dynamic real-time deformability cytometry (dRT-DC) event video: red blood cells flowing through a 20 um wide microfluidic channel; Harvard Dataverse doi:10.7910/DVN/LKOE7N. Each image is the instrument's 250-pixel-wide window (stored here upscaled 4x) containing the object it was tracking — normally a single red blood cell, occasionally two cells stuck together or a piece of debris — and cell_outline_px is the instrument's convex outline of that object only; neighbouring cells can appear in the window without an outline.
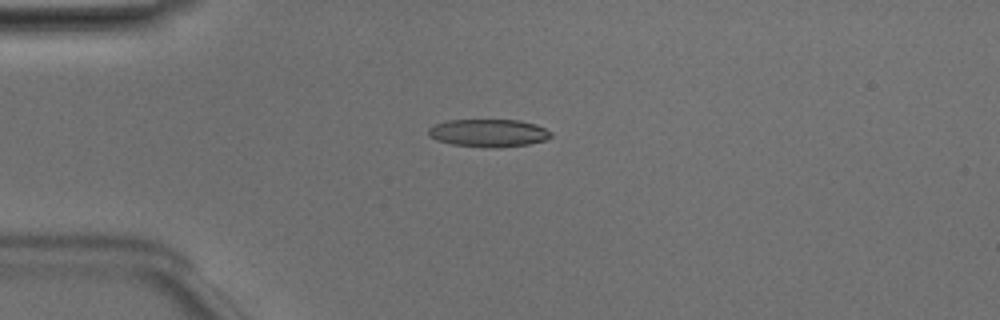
{"species": "Egyptian fruit bat (a non-hibernating species)", "species_latin": "Rousettus aegyptiacus", "temperature_condition": "room temperature", "stored_images_in_passage": 51, "camera_frame_rate_fps": 3000, "um_per_image_px": 0.085, "animal": {"sex": "male"}, "frame": {"image": 1, "passage_image": 13, "time_ms": 4.0, "image_size_px": [1000, 320], "cell_outline_px": [[552, 136], [544, 140], [528, 144], [496, 148], [484, 148], [452, 144], [436, 140], [428, 136], [428, 128], [436, 124], [448, 120], [520, 120], [536, 124], [552, 132]], "centroid_in_image_um": [41.52, 11.31], "position_along_channel_um": 43.5, "area_um2": 19.94}}
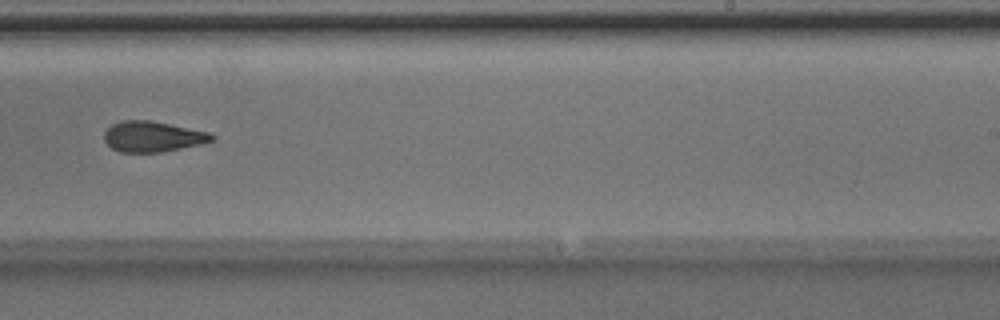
{"frame": {"image": 2, "passage_image": 32, "time_ms": 10.333, "image_size_px": [1000, 320], "cell_outline_px": [[216, 136], [212, 140], [200, 144], [160, 152], [120, 152], [112, 148], [104, 140], [104, 132], [112, 124], [120, 120], [148, 120], [212, 132]], "centroid_in_image_um": [12.97, 11.6], "position_along_channel_um": 276.0, "area_um2": 19.13}}
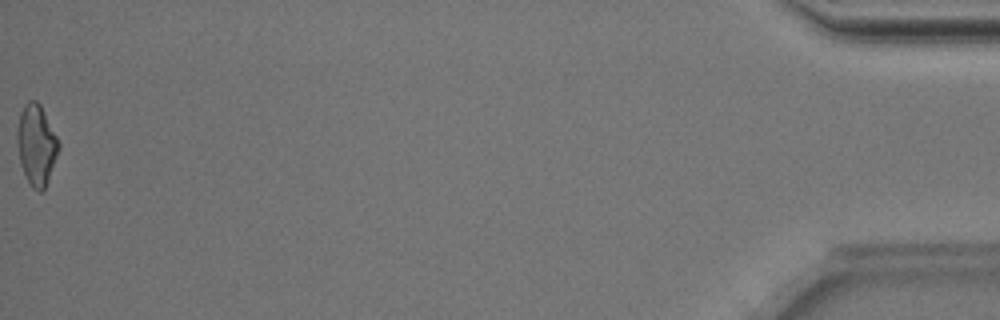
{"frame": {"image": 3, "passage_image": 51, "time_ms": 16.667, "image_size_px": [1000, 320], "cell_outline_px": [[60, 144], [56, 156], [44, 188], [40, 192], [32, 188], [20, 164], [16, 140], [16, 132], [20, 112], [24, 104], [28, 100], [36, 100], [40, 104]], "centroid_in_image_um": [3.05, 12.27], "position_along_channel_um": 432.1, "area_um2": 19.13}, "authors_computed_cell_mechanics": {"area_um2": 19.5942, "velocity_mm_per_s": 4.028, "shape_relaxation_time_tau1_ms": 4.3119, "shape_relaxation_time_tau2_ms": 2.7169, "deformation_change_tau1": 0.1744, "deformation_change_tau2": 0.1187}}